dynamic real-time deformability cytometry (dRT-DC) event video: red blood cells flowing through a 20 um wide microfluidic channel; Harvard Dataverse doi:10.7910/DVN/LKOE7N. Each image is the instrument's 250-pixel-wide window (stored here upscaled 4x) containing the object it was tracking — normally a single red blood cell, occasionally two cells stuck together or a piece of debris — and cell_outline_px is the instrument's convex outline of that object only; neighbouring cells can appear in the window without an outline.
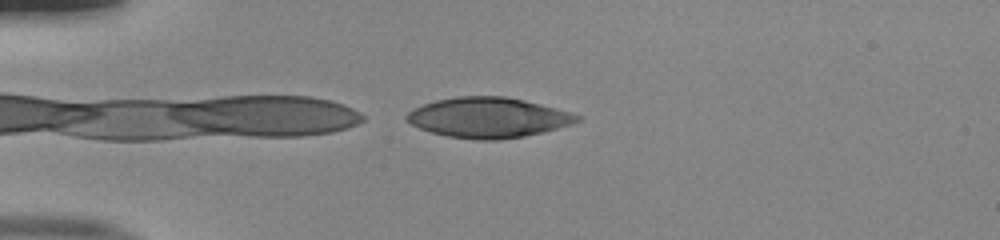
{"species": "human", "species_latin": "Homo sapiens", "temperature_condition": "room temperature", "stored_images_in_passage": 38, "camera_frame_rate_fps": 3000, "um_per_image_px": 0.085, "donor": {"sex": "male"}, "frame": {"image": 1, "passage_image": 1, "time_ms": 0.0, "image_size_px": [1000, 240], "cell_outline_px": [[580, 120], [572, 124], [524, 136], [500, 140], [476, 140], [448, 136], [432, 132], [420, 128], [404, 120], [404, 116], [412, 108], [436, 100], [460, 96], [504, 96], [524, 100], [556, 108], [580, 116]], "centroid_in_image_um": [41.45, 9.99], "position_along_channel_um": 43.5, "area_um2": 39.71}}
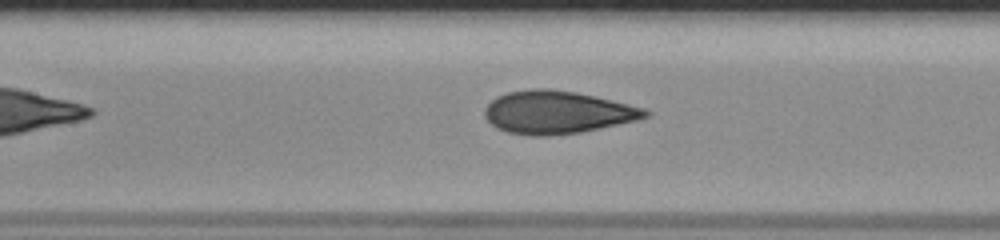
{"frame": {"image": 2, "passage_image": 12, "time_ms": 3.667, "image_size_px": [1000, 240], "cell_outline_px": [[652, 112], [648, 116], [636, 120], [600, 128], [580, 132], [548, 136], [528, 136], [508, 132], [496, 128], [484, 116], [484, 108], [496, 96], [508, 92], [532, 88], [548, 88], [576, 92], [628, 104], [644, 108]], "centroid_in_image_um": [47.33, 9.54], "position_along_channel_um": 160.1, "area_um2": 40.0}}
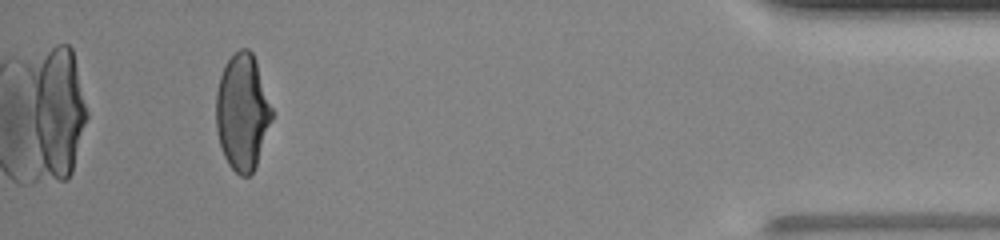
{"frame": {"image": 3, "passage_image": 35, "time_ms": 11.333, "image_size_px": [1000, 240], "cell_outline_px": [[272, 120], [256, 164], [252, 172], [248, 176], [240, 176], [228, 164], [224, 156], [216, 132], [216, 92], [220, 76], [224, 64], [240, 48], [248, 48], [252, 52], [272, 108]], "centroid_in_image_um": [20.58, 9.53], "position_along_channel_um": 414.6, "area_um2": 37.45}, "authors_computed_cell_mechanics": {"area_um2": 39.2751, "velocity_mm_per_s": 4.0475, "shape_relaxation_time_tau1_ms": 8.7579, "shape_relaxation_time_tau2_ms": 0.8736, "deformation_change_tau1": 0.2573, "deformation_change_tau2": 0.0764}}